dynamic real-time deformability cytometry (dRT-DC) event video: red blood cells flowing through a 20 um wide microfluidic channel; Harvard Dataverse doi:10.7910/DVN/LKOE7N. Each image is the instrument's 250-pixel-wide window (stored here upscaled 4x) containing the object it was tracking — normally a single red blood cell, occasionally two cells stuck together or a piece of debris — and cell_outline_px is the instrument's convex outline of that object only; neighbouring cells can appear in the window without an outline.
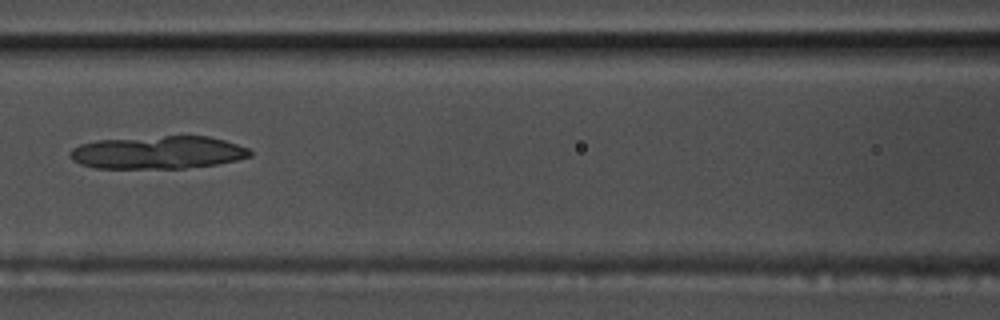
{"species": "common noctule bat (a hibernating species)", "species_latin": "Nyctalus noctula", "temperature_condition": "warm", "stored_images_in_passage": 43, "camera_frame_rate_fps": 3000, "um_per_image_px": 0.085, "animal": {"sex": "male", "body_mass_g": 17.5, "forearm_length_mm": 52.3}, "frame": {"image": 1, "passage_image": 12, "time_ms": 3.667, "image_size_px": [1000, 320], "cell_outline_px": [[252, 156], [236, 160], [216, 164], [184, 168], [96, 168], [80, 164], [72, 160], [68, 156], [68, 152], [72, 148], [80, 144], [96, 140], [164, 136], [208, 136], [224, 140], [248, 148], [252, 152]], "centroid_in_image_um": [13.39, 12.96], "position_along_channel_um": 153.2, "area_um2": 34.51}}
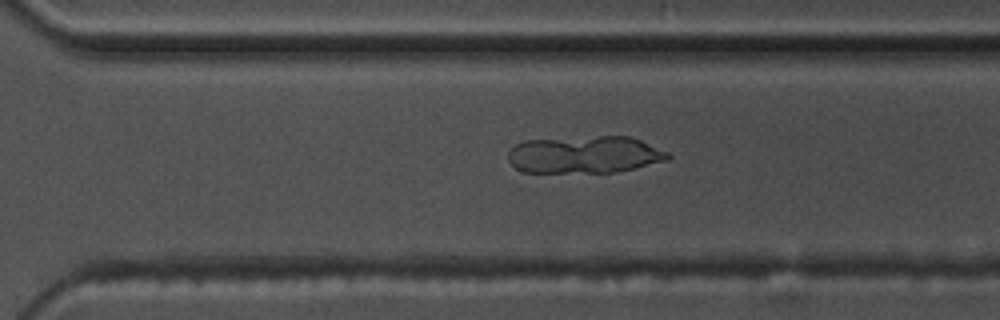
{"frame": {"image": 2, "passage_image": 26, "time_ms": 8.333, "image_size_px": [1000, 320], "cell_outline_px": [[672, 156], [668, 160], [616, 172], [524, 172], [516, 168], [508, 160], [508, 152], [516, 144], [524, 140], [600, 136], [632, 136], [668, 152]], "centroid_in_image_um": [49.71, 13.14], "position_along_channel_um": 320.9, "area_um2": 34.68}}
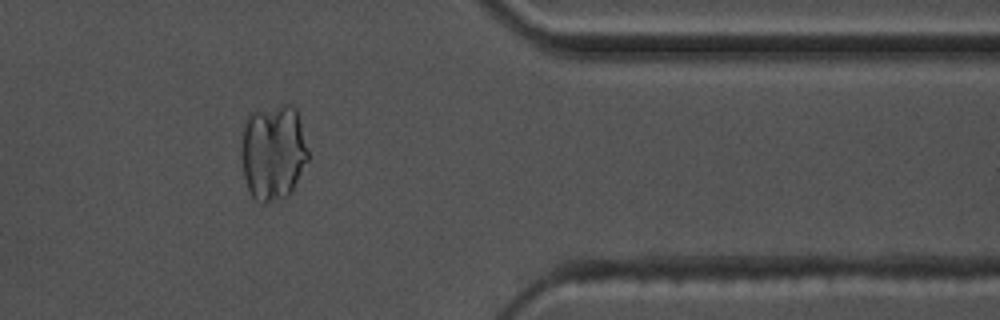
{"frame": {"image": 3, "passage_image": 33, "time_ms": 10.667, "image_size_px": [1000, 320], "cell_outline_px": [[308, 160], [288, 196], [284, 200], [264, 204], [260, 204], [252, 196], [248, 188], [244, 176], [240, 156], [240, 148], [244, 124], [248, 112], [284, 104], [292, 104], [296, 108], [300, 120], [308, 152]], "centroid_in_image_um": [23.19, 12.95], "position_along_channel_um": 388.2, "area_um2": 38.03}}